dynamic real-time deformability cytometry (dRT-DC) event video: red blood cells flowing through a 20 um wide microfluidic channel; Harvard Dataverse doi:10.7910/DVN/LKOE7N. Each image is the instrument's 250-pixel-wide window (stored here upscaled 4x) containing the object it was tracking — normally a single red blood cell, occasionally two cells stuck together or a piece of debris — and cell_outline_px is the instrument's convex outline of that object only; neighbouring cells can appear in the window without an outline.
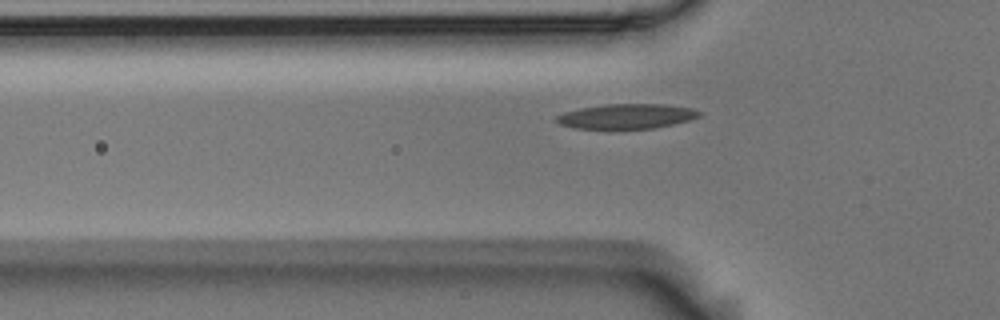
{"species": "Egyptian fruit bat (a non-hibernating species)", "species_latin": "Rousettus aegyptiacus", "temperature_condition": "room temperature", "stored_images_in_passage": 6, "segment_of_instrument_passage": [2, 2], "camera_frame_rate_fps": 3000, "um_per_image_px": 0.085, "animal": {"sex": "male"}, "frame": {"image": 1, "passage_image": 6, "time_ms": 1.667, "image_size_px": [1000, 320], "cell_outline_px": [[700, 116], [688, 120], [672, 124], [652, 128], [572, 128], [560, 124], [552, 120], [556, 116], [564, 112], [580, 108], [604, 104], [664, 104], [692, 108], [700, 112]], "centroid_in_image_um": [53.2, 9.87], "position_along_channel_um": 72.6, "area_um2": 20.52}}